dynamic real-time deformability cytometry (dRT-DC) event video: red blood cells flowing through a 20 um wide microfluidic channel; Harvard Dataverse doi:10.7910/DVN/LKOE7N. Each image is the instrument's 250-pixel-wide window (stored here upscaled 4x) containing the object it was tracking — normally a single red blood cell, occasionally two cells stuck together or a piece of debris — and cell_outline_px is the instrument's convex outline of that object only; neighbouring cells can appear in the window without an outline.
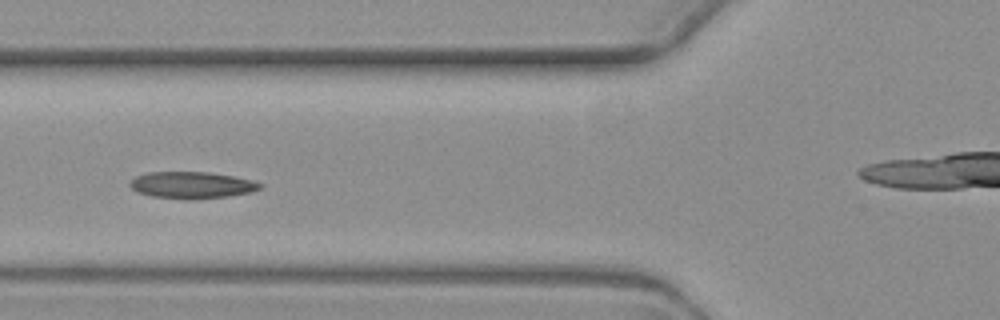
{"species": "common noctule bat (a hibernating species)", "species_latin": "Nyctalus noctula", "temperature_condition": "warm", "stored_images_in_passage": 12, "camera_frame_rate_fps": 3000, "um_per_image_px": 0.085, "animal": {"sex": "female", "body_mass_g": 19.3, "forearm_length_mm": 54.1}, "frame": {"image": 1, "passage_image": 4, "time_ms": 3.667, "image_size_px": [1000, 320], "cell_outline_px": [[264, 184], [260, 188], [252, 192], [228, 196], [188, 200], [152, 196], [140, 192], [132, 188], [128, 184], [128, 180], [136, 176], [148, 172], [208, 172], [232, 176], [252, 180]], "centroid_in_image_um": [16.29, 15.73], "position_along_channel_um": 109.5, "area_um2": 20.29}}
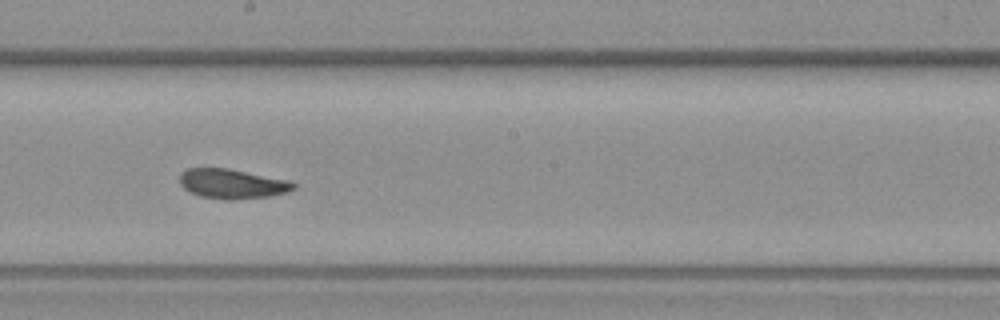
{"frame": {"image": 2, "passage_image": 7, "time_ms": 7.0, "image_size_px": [1000, 320], "cell_outline_px": [[296, 188], [288, 192], [268, 196], [232, 200], [224, 200], [200, 196], [184, 188], [180, 184], [180, 172], [188, 168], [228, 168], [288, 180], [296, 184]], "centroid_in_image_um": [19.73, 15.62], "position_along_channel_um": 228.5, "area_um2": 19.65}}
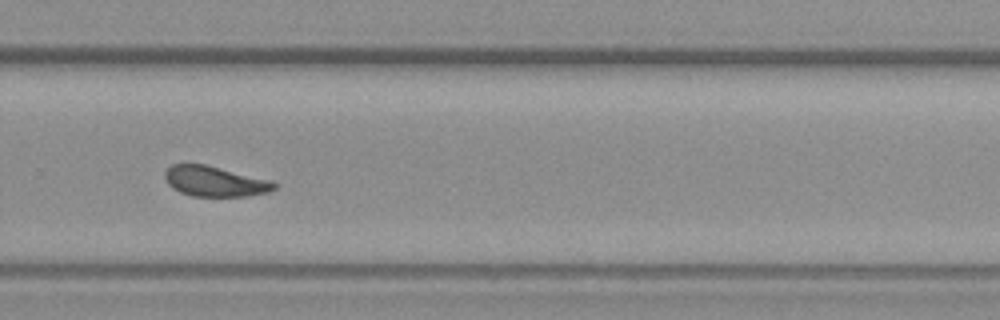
{"frame": {"image": 3, "passage_image": 9, "time_ms": 9.333, "image_size_px": [1000, 320], "cell_outline_px": [[276, 188], [268, 192], [248, 196], [192, 196], [180, 192], [172, 188], [168, 184], [164, 176], [164, 172], [172, 164], [204, 164], [272, 180], [276, 184]], "centroid_in_image_um": [18.26, 15.42], "position_along_channel_um": 311.5, "area_um2": 19.31}}